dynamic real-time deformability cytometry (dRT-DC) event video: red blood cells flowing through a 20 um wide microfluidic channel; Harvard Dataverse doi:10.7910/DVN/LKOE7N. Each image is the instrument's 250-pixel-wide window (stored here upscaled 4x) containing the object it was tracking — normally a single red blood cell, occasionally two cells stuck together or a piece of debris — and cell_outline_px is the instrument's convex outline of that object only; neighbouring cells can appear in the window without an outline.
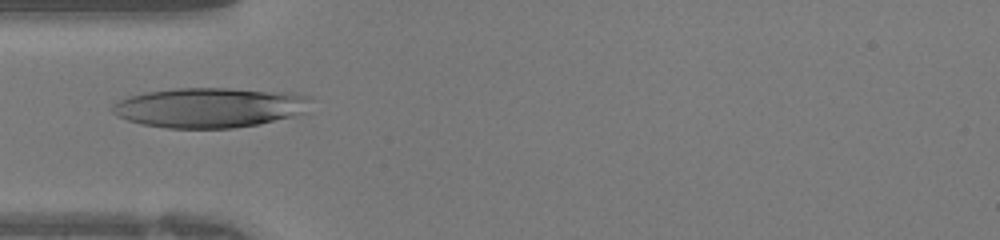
{"species": "human", "species_latin": "Homo sapiens", "temperature_condition": "warm", "stored_images_in_passage": 18, "camera_frame_rate_fps": 3000, "um_per_image_px": 0.085, "donor": {"sex": "female"}, "frame": {"image": 1, "passage_image": 1, "time_ms": 0.0, "image_size_px": [1000, 240], "cell_outline_px": [[312, 100], [308, 112], [260, 124], [232, 128], [168, 128], [144, 124], [128, 120], [112, 112], [112, 104], [128, 96], [148, 92], [176, 88], [228, 88], [292, 92], [312, 96]], "centroid_in_image_um": [17.91, 9.13], "position_along_channel_um": 67.1, "area_um2": 46.41}}
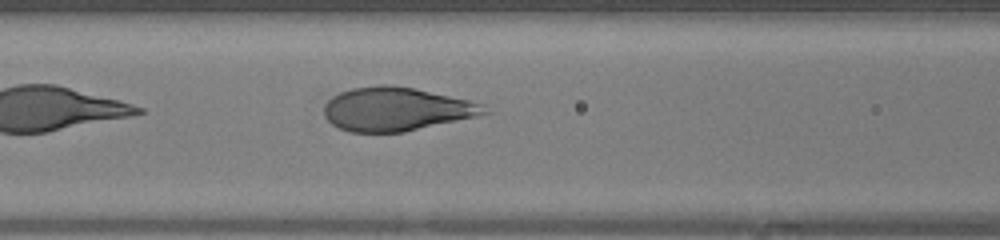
{"frame": {"image": 2, "passage_image": 5, "time_ms": 1.333, "image_size_px": [1000, 240], "cell_outline_px": [[492, 112], [476, 116], [404, 132], [348, 132], [332, 124], [324, 116], [324, 104], [332, 96], [340, 92], [352, 88], [380, 84], [392, 84], [412, 88], [468, 100], [484, 104]], "centroid_in_image_um": [33.65, 9.27], "position_along_channel_um": 132.9, "area_um2": 40.63}}
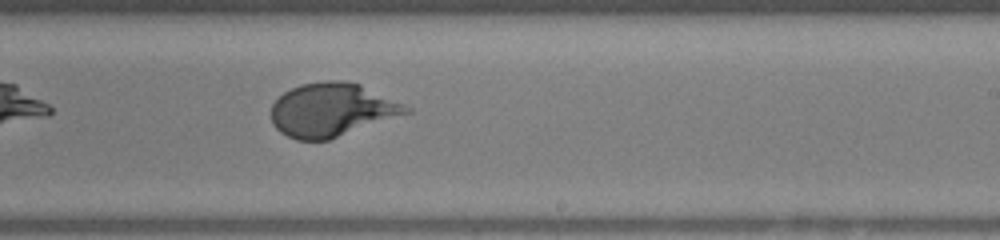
{"frame": {"image": 3, "passage_image": 13, "time_ms": 4.0, "image_size_px": [1000, 240], "cell_outline_px": [[412, 112], [328, 140], [296, 140], [280, 132], [272, 124], [272, 104], [284, 92], [300, 84], [324, 80], [340, 80], [360, 84], [404, 104], [412, 108]], "centroid_in_image_um": [28.2, 9.33], "position_along_channel_um": 260.8, "area_um2": 41.96}}